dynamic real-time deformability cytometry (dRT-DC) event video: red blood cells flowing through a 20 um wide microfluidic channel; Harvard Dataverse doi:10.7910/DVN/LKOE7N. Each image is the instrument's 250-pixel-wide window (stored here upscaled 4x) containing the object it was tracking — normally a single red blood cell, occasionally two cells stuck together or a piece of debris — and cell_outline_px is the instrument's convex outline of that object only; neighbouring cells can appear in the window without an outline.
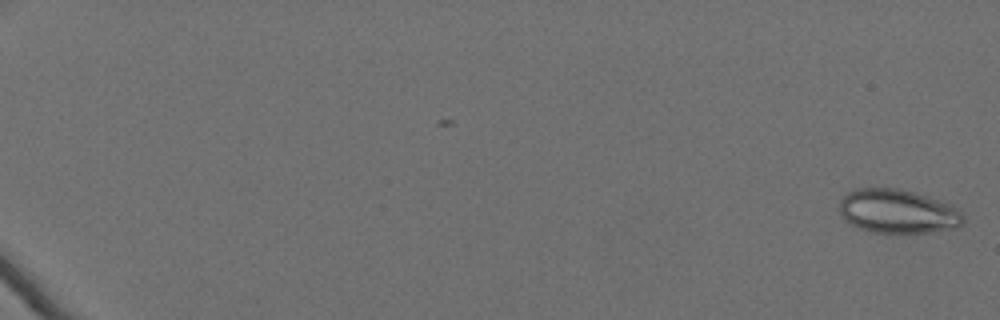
{"species": "Egyptian fruit bat (a non-hibernating species)", "species_latin": "Rousettus aegyptiacus", "temperature_condition": "cold", "stored_images_in_passage": 62, "camera_frame_rate_fps": 3000, "um_per_image_px": 0.085, "animal": {"sex": "female"}, "frame": {"image": 1, "passage_image": 2, "time_ms": 0.333, "image_size_px": [1000, 320], "cell_outline_px": [[964, 220], [956, 228], [932, 232], [872, 232], [860, 228], [844, 220], [840, 216], [840, 200], [848, 192], [856, 188], [900, 188], [948, 204], [956, 208], [964, 216]], "centroid_in_image_um": [76.27, 17.97], "position_along_channel_um": 8.7, "area_um2": 31.33}}
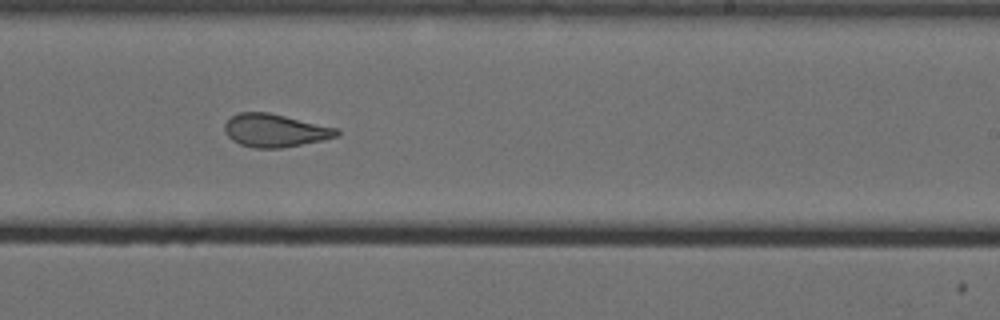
{"frame": {"image": 2, "passage_image": 43, "time_ms": 14.0, "image_size_px": [1000, 320], "cell_outline_px": [[340, 136], [324, 140], [280, 148], [252, 148], [240, 144], [232, 140], [224, 132], [224, 124], [232, 116], [240, 112], [268, 112], [340, 128]], "centroid_in_image_um": [23.41, 11.09], "position_along_channel_um": 265.6, "area_um2": 21.79}}
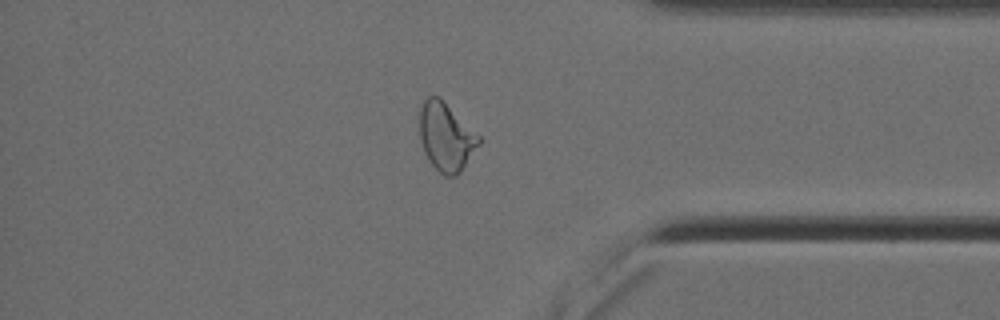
{"frame": {"image": 3, "passage_image": 55, "time_ms": 18.0, "image_size_px": [1000, 320], "cell_outline_px": [[480, 144], [460, 172], [456, 176], [444, 176], [428, 160], [424, 152], [420, 140], [420, 108], [424, 100], [428, 96], [440, 96], [480, 136]], "centroid_in_image_um": [37.91, 11.62], "position_along_channel_um": 397.3, "area_um2": 23.58}, "authors_computed_cell_mechanics": {"area_um2": 26.01, "velocity_mm_per_s": 3.5162, "shape_relaxation_time_tau1_ms": null, "shape_relaxation_time_tau2_ms": 1.9269, "deformation_change_tau1": null, "deformation_change_tau2": 0.1033}}